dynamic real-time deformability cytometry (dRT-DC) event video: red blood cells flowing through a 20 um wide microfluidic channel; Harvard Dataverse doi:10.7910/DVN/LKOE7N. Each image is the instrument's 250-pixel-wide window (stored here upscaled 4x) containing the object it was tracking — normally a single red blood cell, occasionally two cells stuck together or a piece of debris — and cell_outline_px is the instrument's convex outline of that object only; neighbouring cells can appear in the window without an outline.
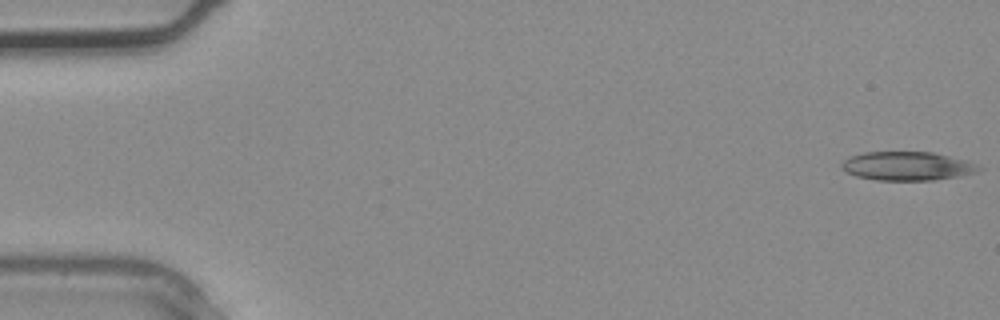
{"species": "common noctule bat (a hibernating species)", "species_latin": "Nyctalus noctula", "temperature_condition": "warm", "stored_images_in_passage": 4, "camera_frame_rate_fps": 3000, "um_per_image_px": 0.085, "animal": {"sex": "male", "body_mass_g": 20.4}, "frame": {"image": 1, "passage_image": 1, "time_ms": 0.0, "image_size_px": [1000, 320], "cell_outline_px": [[984, 168], [976, 172], [960, 176], [932, 180], [876, 180], [856, 176], [840, 168], [840, 164], [848, 156], [864, 152], [932, 152], [948, 156]], "centroid_in_image_um": [77.03, 14.12], "position_along_channel_um": 8.0, "area_um2": 22.72}}